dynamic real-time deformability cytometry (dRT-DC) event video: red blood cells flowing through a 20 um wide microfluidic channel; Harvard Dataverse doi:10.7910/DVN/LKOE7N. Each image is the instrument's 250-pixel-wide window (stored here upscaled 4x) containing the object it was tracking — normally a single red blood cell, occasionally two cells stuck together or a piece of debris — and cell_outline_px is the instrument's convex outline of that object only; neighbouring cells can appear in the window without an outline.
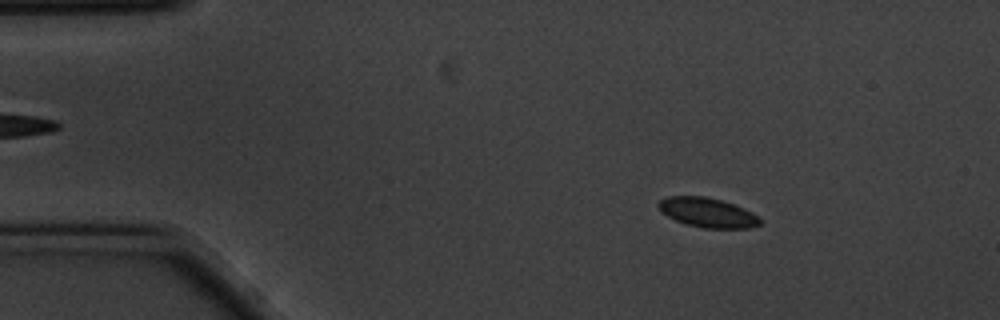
{"species": "common noctule bat (a hibernating species)", "species_latin": "Nyctalus noctula", "temperature_condition": "cold", "stored_images_in_passage": 57, "camera_frame_rate_fps": 3000, "um_per_image_px": 0.085, "animal": {"sex": "male", "body_mass_g": 20.1, "forearm_length_mm": 53.5}, "frame": {"image": 1, "passage_image": 8, "time_ms": 2.333, "image_size_px": [1000, 320], "cell_outline_px": [[760, 224], [748, 228], [704, 228], [688, 224], [676, 220], [660, 212], [656, 204], [660, 200], [668, 196], [704, 196], [720, 200], [744, 208], [752, 212], [760, 220]], "centroid_in_image_um": [60.09, 18.06], "position_along_channel_um": 24.9, "area_um2": 17.28}}
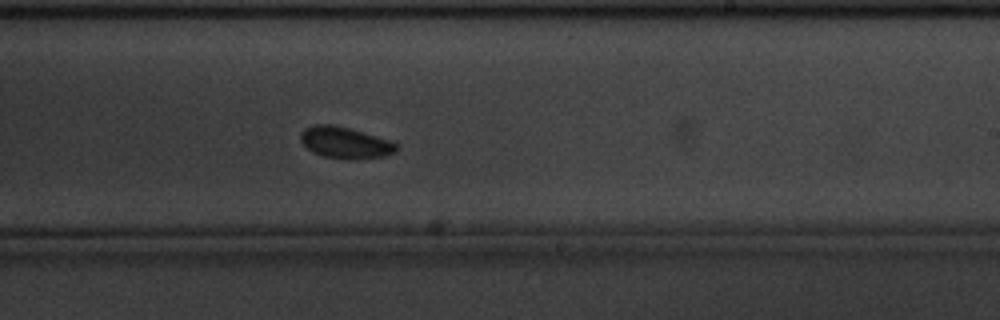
{"frame": {"image": 2, "passage_image": 34, "time_ms": 11.0, "image_size_px": [1000, 320], "cell_outline_px": [[396, 152], [384, 156], [348, 160], [324, 156], [312, 152], [300, 140], [300, 132], [304, 128], [316, 124], [332, 124], [348, 128], [376, 136], [388, 140], [396, 144]], "centroid_in_image_um": [29.29, 12.13], "position_along_channel_um": 259.7, "area_um2": 17.4}}
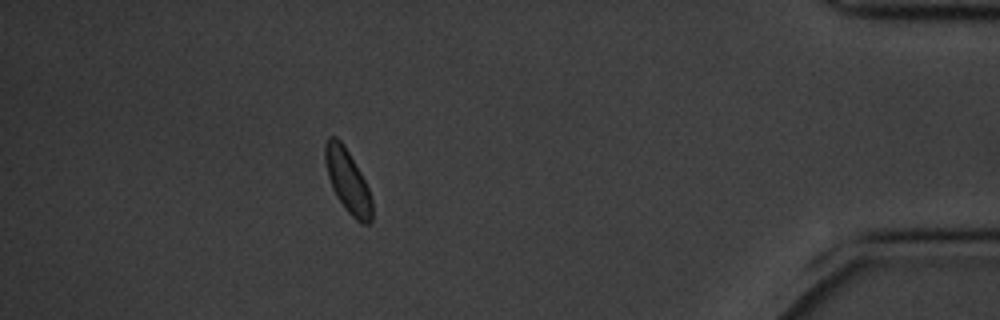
{"frame": {"image": 3, "passage_image": 51, "time_ms": 16.667, "image_size_px": [1000, 320], "cell_outline_px": [[372, 220], [368, 224], [364, 224], [356, 220], [344, 208], [336, 196], [332, 188], [328, 176], [324, 160], [324, 144], [328, 136], [336, 136], [344, 144], [360, 172], [368, 188], [372, 200]], "centroid_in_image_um": [29.53, 15.37], "position_along_channel_um": 405.7, "area_um2": 17.34}}